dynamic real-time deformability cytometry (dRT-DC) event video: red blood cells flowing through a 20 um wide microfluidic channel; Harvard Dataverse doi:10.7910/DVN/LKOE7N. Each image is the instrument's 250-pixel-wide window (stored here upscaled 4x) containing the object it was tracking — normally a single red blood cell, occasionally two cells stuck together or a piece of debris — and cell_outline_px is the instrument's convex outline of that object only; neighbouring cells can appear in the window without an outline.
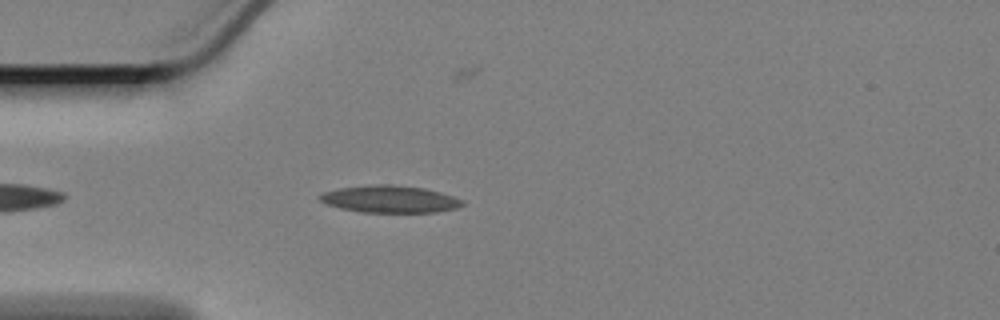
{"species": "Egyptian fruit bat (a non-hibernating species)", "species_latin": "Rousettus aegyptiacus", "temperature_condition": "cold", "stored_images_in_passage": 27, "camera_frame_rate_fps": 3000, "um_per_image_px": 0.085, "animal": {"sex": "female"}, "frame": {"image": 1, "passage_image": 6, "time_ms": 1.667, "image_size_px": [1000, 320], "cell_outline_px": [[464, 204], [456, 208], [436, 212], [360, 212], [340, 208], [328, 204], [320, 200], [316, 196], [320, 192], [336, 188], [372, 184], [392, 184], [424, 188], [440, 192], [464, 200]], "centroid_in_image_um": [33.08, 16.91], "position_along_channel_um": 51.9, "area_um2": 22.77}}
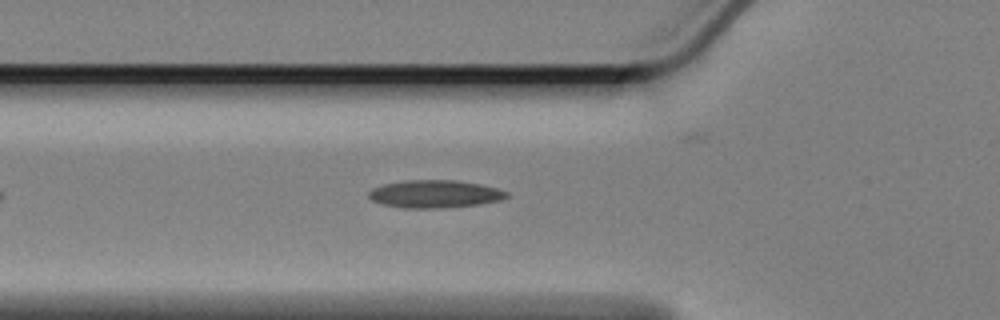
{"frame": {"image": 2, "passage_image": 10, "time_ms": 3.0, "image_size_px": [1000, 320], "cell_outline_px": [[512, 196], [500, 200], [480, 204], [444, 208], [404, 208], [380, 204], [372, 200], [368, 196], [368, 192], [372, 188], [384, 184], [408, 180], [456, 180], [480, 184], [496, 188], [508, 192]], "centroid_in_image_um": [36.97, 16.49], "position_along_channel_um": 88.8, "area_um2": 22.43}}
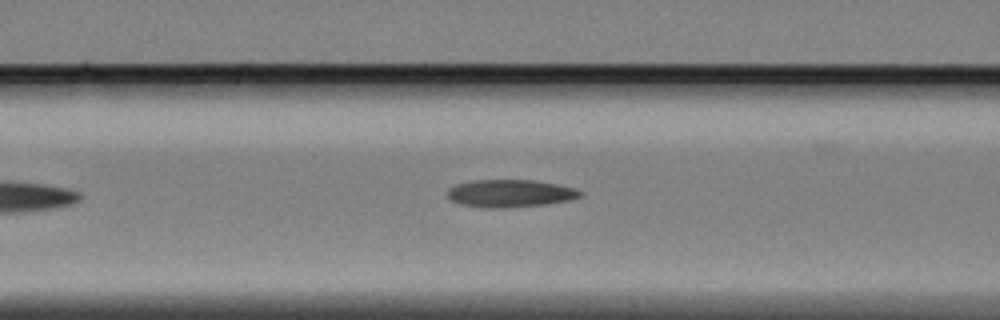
{"frame": {"image": 3, "passage_image": 13, "time_ms": 4.0, "image_size_px": [1000, 320], "cell_outline_px": [[584, 196], [568, 200], [544, 204], [504, 208], [484, 208], [460, 204], [452, 200], [448, 196], [448, 188], [456, 184], [472, 180], [536, 180], [576, 188], [584, 192]], "centroid_in_image_um": [43.38, 16.43], "position_along_channel_um": 123.2, "area_um2": 21.44}}